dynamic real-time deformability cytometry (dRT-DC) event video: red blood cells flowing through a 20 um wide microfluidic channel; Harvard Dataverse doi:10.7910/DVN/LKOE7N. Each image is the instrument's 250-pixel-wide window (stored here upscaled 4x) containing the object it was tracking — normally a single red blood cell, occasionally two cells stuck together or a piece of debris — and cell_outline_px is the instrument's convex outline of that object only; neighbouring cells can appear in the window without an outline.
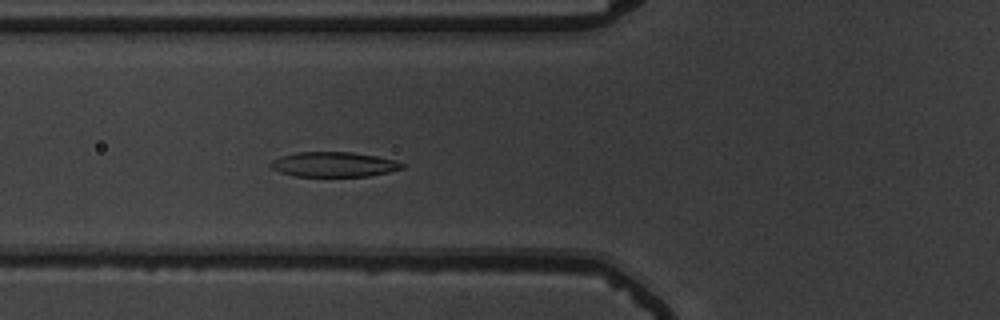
{"species": "common noctule bat (a hibernating species)", "species_latin": "Nyctalus noctula", "temperature_condition": "warm", "stored_images_in_passage": 54, "camera_frame_rate_fps": 3000, "um_per_image_px": 0.085, "animal": {"sex": "male", "body_mass_g": 19.5, "forearm_length_mm": 54.6}, "frame": {"image": 1, "passage_image": 20, "time_ms": 6.333, "image_size_px": [1000, 320], "cell_outline_px": [[404, 168], [388, 172], [368, 176], [296, 176], [280, 172], [272, 168], [268, 164], [272, 160], [280, 156], [296, 152], [352, 152], [376, 156], [396, 160], [404, 164]], "centroid_in_image_um": [28.36, 13.97], "position_along_channel_um": 97.4, "area_um2": 19.07}}
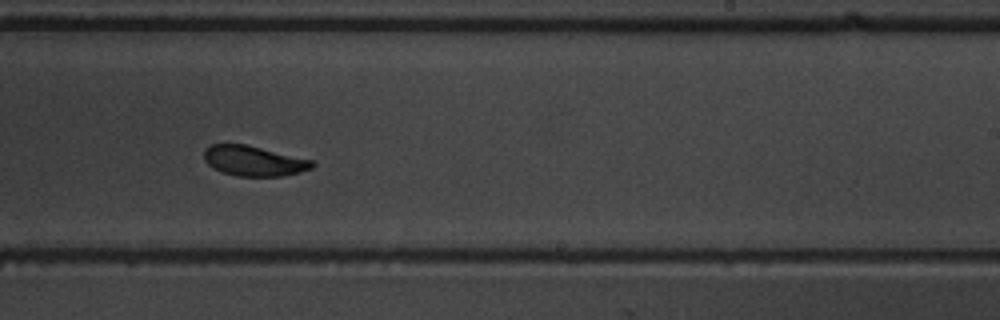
{"frame": {"image": 2, "passage_image": 34, "time_ms": 11.0, "image_size_px": [1000, 320], "cell_outline_px": [[316, 164], [312, 168], [300, 172], [280, 176], [236, 176], [220, 172], [208, 164], [204, 160], [204, 148], [208, 144], [248, 144], [312, 160]], "centroid_in_image_um": [21.54, 13.67], "position_along_channel_um": 267.5, "area_um2": 19.19}}
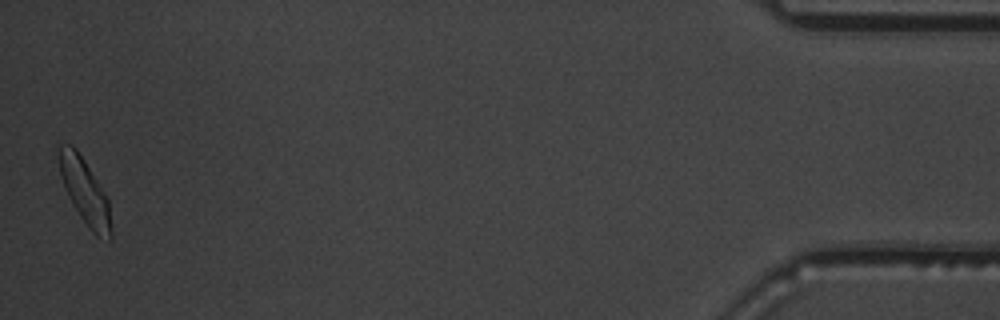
{"frame": {"image": 3, "passage_image": 54, "time_ms": 17.667, "image_size_px": [1000, 320], "cell_outline_px": [[112, 240], [108, 240], [96, 236], [92, 232], [80, 216], [72, 204], [64, 184], [60, 172], [56, 156], [56, 148], [68, 144], [72, 144], [76, 148], [108, 196], [112, 228]], "centroid_in_image_um": [7.23, 16.28], "position_along_channel_um": 428.0, "area_um2": 20.06}, "authors_computed_cell_mechanics": {"area_um2": 19.7387, "velocity_mm_per_s": 3.6464, "shape_relaxation_time_tau1_ms": 2.8241, "shape_relaxation_time_tau2_ms": 1.1372, "deformation_change_tau1": 0.1415, "deformation_change_tau2": 0.0594}}